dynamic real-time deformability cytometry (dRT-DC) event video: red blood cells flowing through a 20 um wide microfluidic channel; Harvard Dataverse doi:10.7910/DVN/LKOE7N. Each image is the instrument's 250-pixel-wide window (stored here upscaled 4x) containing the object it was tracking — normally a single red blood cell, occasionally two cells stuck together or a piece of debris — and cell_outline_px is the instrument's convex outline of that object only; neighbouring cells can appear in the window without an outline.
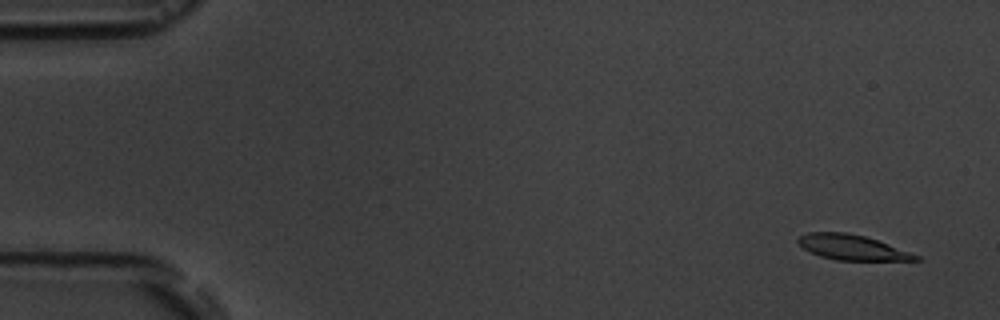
{"species": "common noctule bat (a hibernating species)", "species_latin": "Nyctalus noctula", "temperature_condition": "room temperature", "stored_images_in_passage": 6, "camera_frame_rate_fps": 3000, "um_per_image_px": 0.085, "animal": {"sex": "male", "body_mass_g": 19.5, "forearm_length_mm": 54.6}, "frame": {"image": 1, "passage_image": 1, "time_ms": 0.0, "image_size_px": [1000, 320], "cell_outline_px": [[920, 260], [836, 260], [820, 256], [804, 248], [796, 240], [800, 236], [808, 232], [844, 232], [864, 236], [888, 244], [920, 256]], "centroid_in_image_um": [72.4, 21.02], "position_along_channel_um": 12.6, "area_um2": 16.88}}
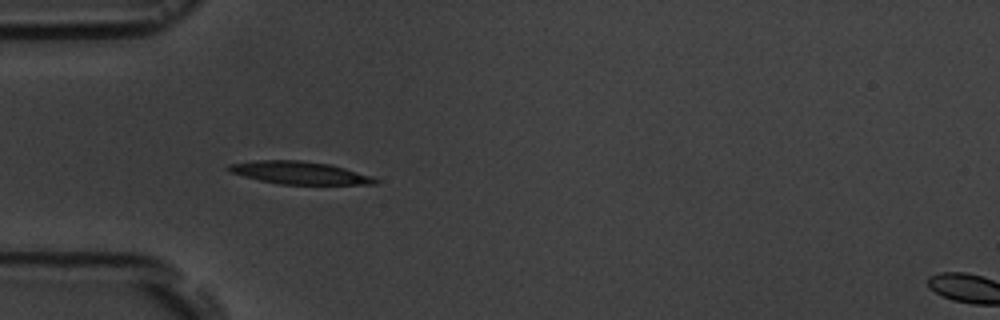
{"frame": {"image": 2, "passage_image": 5, "time_ms": 4.667, "image_size_px": [1000, 320], "cell_outline_px": [[380, 180], [376, 184], [280, 184], [260, 180], [228, 172], [224, 168], [228, 164], [252, 160], [300, 160], [328, 164], [344, 168], [372, 176]], "centroid_in_image_um": [25.39, 14.68], "position_along_channel_um": 59.6, "area_um2": 19.36}}
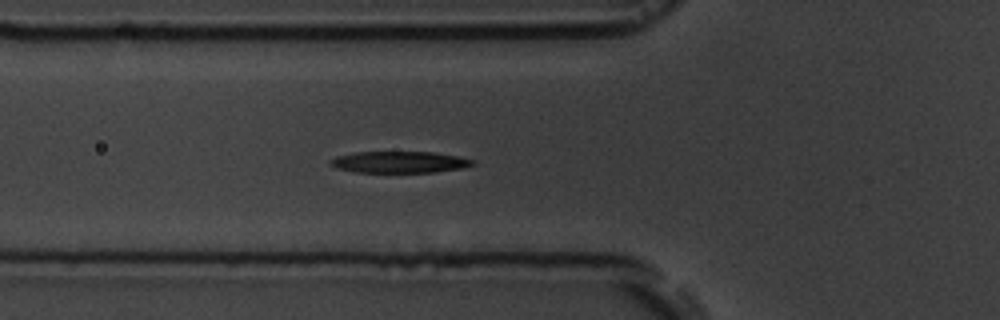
{"frame": {"image": 3, "passage_image": 6, "time_ms": 5.667, "image_size_px": [1000, 320], "cell_outline_px": [[476, 164], [460, 168], [436, 172], [356, 172], [336, 168], [328, 164], [328, 160], [336, 156], [356, 152], [432, 152], [456, 156], [476, 160]], "centroid_in_image_um": [33.92, 13.78], "position_along_channel_um": 91.9, "area_um2": 17.86}}